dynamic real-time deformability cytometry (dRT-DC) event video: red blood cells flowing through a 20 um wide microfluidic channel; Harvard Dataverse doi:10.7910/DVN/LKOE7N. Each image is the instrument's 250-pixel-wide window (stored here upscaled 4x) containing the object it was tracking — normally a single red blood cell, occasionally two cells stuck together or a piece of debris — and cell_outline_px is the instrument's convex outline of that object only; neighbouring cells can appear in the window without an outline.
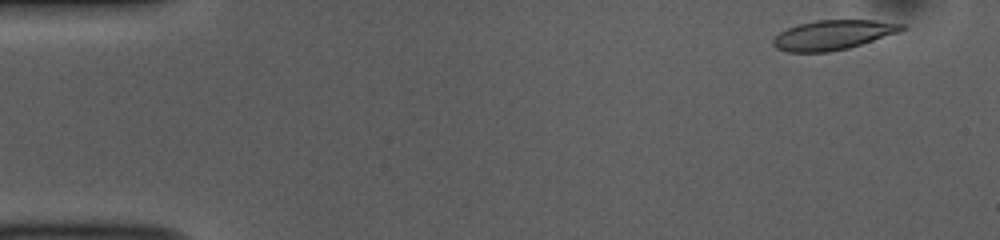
{"species": "common noctule bat (a hibernating species)", "species_latin": "Nyctalus noctula", "temperature_condition": "room temperature", "stored_images_in_passage": 51, "camera_frame_rate_fps": 3000, "um_per_image_px": 0.085, "animal": {"sex": "female", "body_mass_g": 10.0, "forearm_length_mm": 53.1}, "frame": {"image": 1, "passage_image": 2, "time_ms": 0.333, "image_size_px": [1000, 240], "cell_outline_px": [[908, 28], [900, 32], [848, 48], [828, 52], [788, 52], [776, 48], [772, 44], [772, 40], [780, 32], [788, 28], [800, 24], [816, 20], [876, 20], [908, 24]], "centroid_in_image_um": [70.86, 2.96], "position_along_channel_um": 14.1, "area_um2": 22.31}}
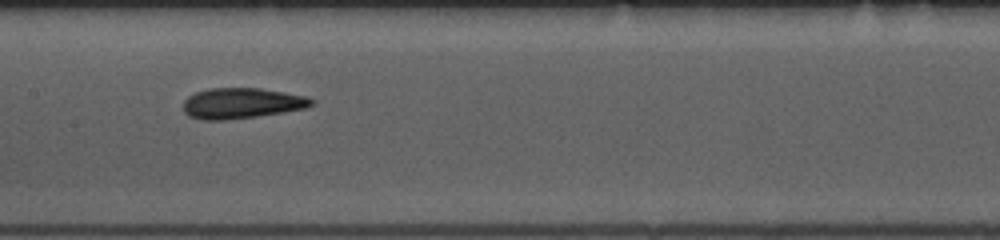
{"frame": {"image": 2, "passage_image": 24, "time_ms": 7.667, "image_size_px": [1000, 240], "cell_outline_px": [[316, 104], [308, 108], [284, 112], [256, 116], [224, 120], [204, 120], [188, 116], [184, 112], [184, 100], [188, 96], [196, 92], [208, 88], [260, 88], [284, 92], [304, 96], [316, 100]], "centroid_in_image_um": [20.57, 8.77], "position_along_channel_um": 186.8, "area_um2": 23.0}}
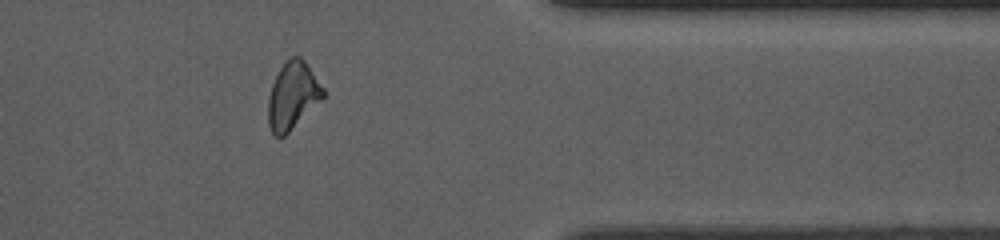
{"frame": {"image": 3, "passage_image": 41, "time_ms": 13.333, "image_size_px": [1000, 240], "cell_outline_px": [[324, 96], [284, 136], [276, 136], [272, 132], [268, 124], [268, 100], [272, 84], [284, 60], [288, 56], [300, 56], [304, 60], [324, 88]], "centroid_in_image_um": [24.85, 8.08], "position_along_channel_um": 386.5, "area_um2": 21.15}, "authors_computed_cell_mechanics": {"area_um2": 22.3108, "velocity_mm_per_s": 3.814, "shape_relaxation_time_tau1_ms": 6.39, "shape_relaxation_time_tau2_ms": 3.5086, "deformation_change_tau1": 0.1582, "deformation_change_tau2": 0.1236}}